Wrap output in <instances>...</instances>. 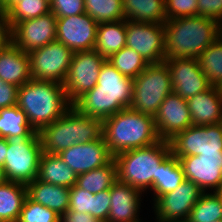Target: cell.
Listing matches in <instances>:
<instances>
[{
  "instance_id": "cell-1",
  "label": "cell",
  "mask_w": 222,
  "mask_h": 222,
  "mask_svg": "<svg viewBox=\"0 0 222 222\" xmlns=\"http://www.w3.org/2000/svg\"><path fill=\"white\" fill-rule=\"evenodd\" d=\"M133 79L122 75L107 60L100 68L96 86L72 105L82 114L101 120L130 108Z\"/></svg>"
},
{
  "instance_id": "cell-2",
  "label": "cell",
  "mask_w": 222,
  "mask_h": 222,
  "mask_svg": "<svg viewBox=\"0 0 222 222\" xmlns=\"http://www.w3.org/2000/svg\"><path fill=\"white\" fill-rule=\"evenodd\" d=\"M165 60L168 58H197L220 37V23L204 16L180 17L166 20Z\"/></svg>"
},
{
  "instance_id": "cell-3",
  "label": "cell",
  "mask_w": 222,
  "mask_h": 222,
  "mask_svg": "<svg viewBox=\"0 0 222 222\" xmlns=\"http://www.w3.org/2000/svg\"><path fill=\"white\" fill-rule=\"evenodd\" d=\"M17 106L25 112L31 127L40 132L60 118L72 104L63 84L30 79L18 89Z\"/></svg>"
},
{
  "instance_id": "cell-4",
  "label": "cell",
  "mask_w": 222,
  "mask_h": 222,
  "mask_svg": "<svg viewBox=\"0 0 222 222\" xmlns=\"http://www.w3.org/2000/svg\"><path fill=\"white\" fill-rule=\"evenodd\" d=\"M103 138L113 156L160 140L154 116L125 108L102 120Z\"/></svg>"
},
{
  "instance_id": "cell-5",
  "label": "cell",
  "mask_w": 222,
  "mask_h": 222,
  "mask_svg": "<svg viewBox=\"0 0 222 222\" xmlns=\"http://www.w3.org/2000/svg\"><path fill=\"white\" fill-rule=\"evenodd\" d=\"M43 152L59 154L74 144L93 142L102 137V120L86 116L73 105L40 132Z\"/></svg>"
},
{
  "instance_id": "cell-6",
  "label": "cell",
  "mask_w": 222,
  "mask_h": 222,
  "mask_svg": "<svg viewBox=\"0 0 222 222\" xmlns=\"http://www.w3.org/2000/svg\"><path fill=\"white\" fill-rule=\"evenodd\" d=\"M170 153V142L160 139L152 145L115 155L117 180L147 195L153 183L157 181L159 165Z\"/></svg>"
},
{
  "instance_id": "cell-7",
  "label": "cell",
  "mask_w": 222,
  "mask_h": 222,
  "mask_svg": "<svg viewBox=\"0 0 222 222\" xmlns=\"http://www.w3.org/2000/svg\"><path fill=\"white\" fill-rule=\"evenodd\" d=\"M7 150L3 164L7 181L27 185L37 179L43 152L39 132L10 137Z\"/></svg>"
},
{
  "instance_id": "cell-8",
  "label": "cell",
  "mask_w": 222,
  "mask_h": 222,
  "mask_svg": "<svg viewBox=\"0 0 222 222\" xmlns=\"http://www.w3.org/2000/svg\"><path fill=\"white\" fill-rule=\"evenodd\" d=\"M173 92L172 80L167 65L149 64L133 79L130 108L139 113L155 116L165 97Z\"/></svg>"
},
{
  "instance_id": "cell-9",
  "label": "cell",
  "mask_w": 222,
  "mask_h": 222,
  "mask_svg": "<svg viewBox=\"0 0 222 222\" xmlns=\"http://www.w3.org/2000/svg\"><path fill=\"white\" fill-rule=\"evenodd\" d=\"M74 53L57 40L32 50L28 53L32 79L56 81L63 84Z\"/></svg>"
},
{
  "instance_id": "cell-10",
  "label": "cell",
  "mask_w": 222,
  "mask_h": 222,
  "mask_svg": "<svg viewBox=\"0 0 222 222\" xmlns=\"http://www.w3.org/2000/svg\"><path fill=\"white\" fill-rule=\"evenodd\" d=\"M105 61L106 59L95 49L74 53L63 83L67 99L71 104L96 86L100 68Z\"/></svg>"
},
{
  "instance_id": "cell-11",
  "label": "cell",
  "mask_w": 222,
  "mask_h": 222,
  "mask_svg": "<svg viewBox=\"0 0 222 222\" xmlns=\"http://www.w3.org/2000/svg\"><path fill=\"white\" fill-rule=\"evenodd\" d=\"M176 157L222 153V122L214 125H191L169 140Z\"/></svg>"
},
{
  "instance_id": "cell-12",
  "label": "cell",
  "mask_w": 222,
  "mask_h": 222,
  "mask_svg": "<svg viewBox=\"0 0 222 222\" xmlns=\"http://www.w3.org/2000/svg\"><path fill=\"white\" fill-rule=\"evenodd\" d=\"M202 193L194 182L185 179L174 191L161 195L151 205L154 222H186Z\"/></svg>"
},
{
  "instance_id": "cell-13",
  "label": "cell",
  "mask_w": 222,
  "mask_h": 222,
  "mask_svg": "<svg viewBox=\"0 0 222 222\" xmlns=\"http://www.w3.org/2000/svg\"><path fill=\"white\" fill-rule=\"evenodd\" d=\"M126 47L134 49L149 64L164 62V24L126 21Z\"/></svg>"
},
{
  "instance_id": "cell-14",
  "label": "cell",
  "mask_w": 222,
  "mask_h": 222,
  "mask_svg": "<svg viewBox=\"0 0 222 222\" xmlns=\"http://www.w3.org/2000/svg\"><path fill=\"white\" fill-rule=\"evenodd\" d=\"M177 158L186 180L194 182L203 192L222 191V153Z\"/></svg>"
},
{
  "instance_id": "cell-15",
  "label": "cell",
  "mask_w": 222,
  "mask_h": 222,
  "mask_svg": "<svg viewBox=\"0 0 222 222\" xmlns=\"http://www.w3.org/2000/svg\"><path fill=\"white\" fill-rule=\"evenodd\" d=\"M97 25L87 13L57 17L56 40L74 52L93 50Z\"/></svg>"
},
{
  "instance_id": "cell-16",
  "label": "cell",
  "mask_w": 222,
  "mask_h": 222,
  "mask_svg": "<svg viewBox=\"0 0 222 222\" xmlns=\"http://www.w3.org/2000/svg\"><path fill=\"white\" fill-rule=\"evenodd\" d=\"M170 73L173 92L189 99L212 87L197 58H168L164 61Z\"/></svg>"
},
{
  "instance_id": "cell-17",
  "label": "cell",
  "mask_w": 222,
  "mask_h": 222,
  "mask_svg": "<svg viewBox=\"0 0 222 222\" xmlns=\"http://www.w3.org/2000/svg\"><path fill=\"white\" fill-rule=\"evenodd\" d=\"M57 17L49 12L37 18L18 22L11 29L12 43L25 53L56 40Z\"/></svg>"
},
{
  "instance_id": "cell-18",
  "label": "cell",
  "mask_w": 222,
  "mask_h": 222,
  "mask_svg": "<svg viewBox=\"0 0 222 222\" xmlns=\"http://www.w3.org/2000/svg\"><path fill=\"white\" fill-rule=\"evenodd\" d=\"M57 155L76 175L101 168L114 159L103 136L93 142L74 144Z\"/></svg>"
},
{
  "instance_id": "cell-19",
  "label": "cell",
  "mask_w": 222,
  "mask_h": 222,
  "mask_svg": "<svg viewBox=\"0 0 222 222\" xmlns=\"http://www.w3.org/2000/svg\"><path fill=\"white\" fill-rule=\"evenodd\" d=\"M154 120L159 138L169 141L192 125L187 100L174 92L167 95Z\"/></svg>"
},
{
  "instance_id": "cell-20",
  "label": "cell",
  "mask_w": 222,
  "mask_h": 222,
  "mask_svg": "<svg viewBox=\"0 0 222 222\" xmlns=\"http://www.w3.org/2000/svg\"><path fill=\"white\" fill-rule=\"evenodd\" d=\"M145 195L139 189L117 180L110 188L111 203L107 222H141V203Z\"/></svg>"
},
{
  "instance_id": "cell-21",
  "label": "cell",
  "mask_w": 222,
  "mask_h": 222,
  "mask_svg": "<svg viewBox=\"0 0 222 222\" xmlns=\"http://www.w3.org/2000/svg\"><path fill=\"white\" fill-rule=\"evenodd\" d=\"M192 125H214L222 122V94L212 86L187 99Z\"/></svg>"
},
{
  "instance_id": "cell-22",
  "label": "cell",
  "mask_w": 222,
  "mask_h": 222,
  "mask_svg": "<svg viewBox=\"0 0 222 222\" xmlns=\"http://www.w3.org/2000/svg\"><path fill=\"white\" fill-rule=\"evenodd\" d=\"M0 79L18 87L32 79L28 53L13 43L0 52Z\"/></svg>"
},
{
  "instance_id": "cell-23",
  "label": "cell",
  "mask_w": 222,
  "mask_h": 222,
  "mask_svg": "<svg viewBox=\"0 0 222 222\" xmlns=\"http://www.w3.org/2000/svg\"><path fill=\"white\" fill-rule=\"evenodd\" d=\"M27 197L55 211L60 216L69 208V187L56 186L35 179L26 185Z\"/></svg>"
},
{
  "instance_id": "cell-24",
  "label": "cell",
  "mask_w": 222,
  "mask_h": 222,
  "mask_svg": "<svg viewBox=\"0 0 222 222\" xmlns=\"http://www.w3.org/2000/svg\"><path fill=\"white\" fill-rule=\"evenodd\" d=\"M37 180L71 188L76 184V173L57 155L42 152Z\"/></svg>"
},
{
  "instance_id": "cell-25",
  "label": "cell",
  "mask_w": 222,
  "mask_h": 222,
  "mask_svg": "<svg viewBox=\"0 0 222 222\" xmlns=\"http://www.w3.org/2000/svg\"><path fill=\"white\" fill-rule=\"evenodd\" d=\"M126 21L163 24L167 20L165 0H122Z\"/></svg>"
},
{
  "instance_id": "cell-26",
  "label": "cell",
  "mask_w": 222,
  "mask_h": 222,
  "mask_svg": "<svg viewBox=\"0 0 222 222\" xmlns=\"http://www.w3.org/2000/svg\"><path fill=\"white\" fill-rule=\"evenodd\" d=\"M185 180L182 166L176 156L170 153L159 165L157 181L149 190L153 204L161 195L174 191Z\"/></svg>"
},
{
  "instance_id": "cell-27",
  "label": "cell",
  "mask_w": 222,
  "mask_h": 222,
  "mask_svg": "<svg viewBox=\"0 0 222 222\" xmlns=\"http://www.w3.org/2000/svg\"><path fill=\"white\" fill-rule=\"evenodd\" d=\"M126 46V20L97 25L95 50L108 59Z\"/></svg>"
},
{
  "instance_id": "cell-28",
  "label": "cell",
  "mask_w": 222,
  "mask_h": 222,
  "mask_svg": "<svg viewBox=\"0 0 222 222\" xmlns=\"http://www.w3.org/2000/svg\"><path fill=\"white\" fill-rule=\"evenodd\" d=\"M26 197V185L12 181L1 184L0 219L7 222H17Z\"/></svg>"
},
{
  "instance_id": "cell-29",
  "label": "cell",
  "mask_w": 222,
  "mask_h": 222,
  "mask_svg": "<svg viewBox=\"0 0 222 222\" xmlns=\"http://www.w3.org/2000/svg\"><path fill=\"white\" fill-rule=\"evenodd\" d=\"M117 181V167L113 159L107 165L77 175L76 185L92 194L110 189Z\"/></svg>"
},
{
  "instance_id": "cell-30",
  "label": "cell",
  "mask_w": 222,
  "mask_h": 222,
  "mask_svg": "<svg viewBox=\"0 0 222 222\" xmlns=\"http://www.w3.org/2000/svg\"><path fill=\"white\" fill-rule=\"evenodd\" d=\"M34 132L27 115L17 105L0 109V138L32 135Z\"/></svg>"
},
{
  "instance_id": "cell-31",
  "label": "cell",
  "mask_w": 222,
  "mask_h": 222,
  "mask_svg": "<svg viewBox=\"0 0 222 222\" xmlns=\"http://www.w3.org/2000/svg\"><path fill=\"white\" fill-rule=\"evenodd\" d=\"M222 220V192H203L190 211L186 222Z\"/></svg>"
},
{
  "instance_id": "cell-32",
  "label": "cell",
  "mask_w": 222,
  "mask_h": 222,
  "mask_svg": "<svg viewBox=\"0 0 222 222\" xmlns=\"http://www.w3.org/2000/svg\"><path fill=\"white\" fill-rule=\"evenodd\" d=\"M197 59L212 86L222 83V37L209 45Z\"/></svg>"
},
{
  "instance_id": "cell-33",
  "label": "cell",
  "mask_w": 222,
  "mask_h": 222,
  "mask_svg": "<svg viewBox=\"0 0 222 222\" xmlns=\"http://www.w3.org/2000/svg\"><path fill=\"white\" fill-rule=\"evenodd\" d=\"M106 60L122 75L131 79L139 76L149 65L139 53L126 46Z\"/></svg>"
},
{
  "instance_id": "cell-34",
  "label": "cell",
  "mask_w": 222,
  "mask_h": 222,
  "mask_svg": "<svg viewBox=\"0 0 222 222\" xmlns=\"http://www.w3.org/2000/svg\"><path fill=\"white\" fill-rule=\"evenodd\" d=\"M85 13L98 24L125 19L122 0H84Z\"/></svg>"
},
{
  "instance_id": "cell-35",
  "label": "cell",
  "mask_w": 222,
  "mask_h": 222,
  "mask_svg": "<svg viewBox=\"0 0 222 222\" xmlns=\"http://www.w3.org/2000/svg\"><path fill=\"white\" fill-rule=\"evenodd\" d=\"M49 12H51L50 3L46 0H23L17 3L4 19L12 29L18 22L37 18Z\"/></svg>"
},
{
  "instance_id": "cell-36",
  "label": "cell",
  "mask_w": 222,
  "mask_h": 222,
  "mask_svg": "<svg viewBox=\"0 0 222 222\" xmlns=\"http://www.w3.org/2000/svg\"><path fill=\"white\" fill-rule=\"evenodd\" d=\"M17 222H60V215L26 197Z\"/></svg>"
},
{
  "instance_id": "cell-37",
  "label": "cell",
  "mask_w": 222,
  "mask_h": 222,
  "mask_svg": "<svg viewBox=\"0 0 222 222\" xmlns=\"http://www.w3.org/2000/svg\"><path fill=\"white\" fill-rule=\"evenodd\" d=\"M69 208L67 211L90 213L93 216L94 194L85 191L76 184L69 191Z\"/></svg>"
},
{
  "instance_id": "cell-38",
  "label": "cell",
  "mask_w": 222,
  "mask_h": 222,
  "mask_svg": "<svg viewBox=\"0 0 222 222\" xmlns=\"http://www.w3.org/2000/svg\"><path fill=\"white\" fill-rule=\"evenodd\" d=\"M167 20L198 16L197 0H165Z\"/></svg>"
},
{
  "instance_id": "cell-39",
  "label": "cell",
  "mask_w": 222,
  "mask_h": 222,
  "mask_svg": "<svg viewBox=\"0 0 222 222\" xmlns=\"http://www.w3.org/2000/svg\"><path fill=\"white\" fill-rule=\"evenodd\" d=\"M50 10L56 17H67L85 13L84 0H52Z\"/></svg>"
},
{
  "instance_id": "cell-40",
  "label": "cell",
  "mask_w": 222,
  "mask_h": 222,
  "mask_svg": "<svg viewBox=\"0 0 222 222\" xmlns=\"http://www.w3.org/2000/svg\"><path fill=\"white\" fill-rule=\"evenodd\" d=\"M110 203V189L94 194L93 217L99 221L107 222V217L110 211Z\"/></svg>"
},
{
  "instance_id": "cell-41",
  "label": "cell",
  "mask_w": 222,
  "mask_h": 222,
  "mask_svg": "<svg viewBox=\"0 0 222 222\" xmlns=\"http://www.w3.org/2000/svg\"><path fill=\"white\" fill-rule=\"evenodd\" d=\"M198 16L222 21V0H197Z\"/></svg>"
},
{
  "instance_id": "cell-42",
  "label": "cell",
  "mask_w": 222,
  "mask_h": 222,
  "mask_svg": "<svg viewBox=\"0 0 222 222\" xmlns=\"http://www.w3.org/2000/svg\"><path fill=\"white\" fill-rule=\"evenodd\" d=\"M19 87L0 79V109L17 105Z\"/></svg>"
},
{
  "instance_id": "cell-43",
  "label": "cell",
  "mask_w": 222,
  "mask_h": 222,
  "mask_svg": "<svg viewBox=\"0 0 222 222\" xmlns=\"http://www.w3.org/2000/svg\"><path fill=\"white\" fill-rule=\"evenodd\" d=\"M60 222H99L90 213L66 211L60 216Z\"/></svg>"
},
{
  "instance_id": "cell-44",
  "label": "cell",
  "mask_w": 222,
  "mask_h": 222,
  "mask_svg": "<svg viewBox=\"0 0 222 222\" xmlns=\"http://www.w3.org/2000/svg\"><path fill=\"white\" fill-rule=\"evenodd\" d=\"M11 43V27L6 23L5 19L3 18L0 21V52Z\"/></svg>"
},
{
  "instance_id": "cell-45",
  "label": "cell",
  "mask_w": 222,
  "mask_h": 222,
  "mask_svg": "<svg viewBox=\"0 0 222 222\" xmlns=\"http://www.w3.org/2000/svg\"><path fill=\"white\" fill-rule=\"evenodd\" d=\"M8 148V139L0 138V165L3 166Z\"/></svg>"
},
{
  "instance_id": "cell-46",
  "label": "cell",
  "mask_w": 222,
  "mask_h": 222,
  "mask_svg": "<svg viewBox=\"0 0 222 222\" xmlns=\"http://www.w3.org/2000/svg\"><path fill=\"white\" fill-rule=\"evenodd\" d=\"M21 1H23V0H7L1 6L3 16H5L17 3L21 2Z\"/></svg>"
},
{
  "instance_id": "cell-47",
  "label": "cell",
  "mask_w": 222,
  "mask_h": 222,
  "mask_svg": "<svg viewBox=\"0 0 222 222\" xmlns=\"http://www.w3.org/2000/svg\"><path fill=\"white\" fill-rule=\"evenodd\" d=\"M7 181L5 173H4V168L3 166L0 165V185L5 183Z\"/></svg>"
},
{
  "instance_id": "cell-48",
  "label": "cell",
  "mask_w": 222,
  "mask_h": 222,
  "mask_svg": "<svg viewBox=\"0 0 222 222\" xmlns=\"http://www.w3.org/2000/svg\"><path fill=\"white\" fill-rule=\"evenodd\" d=\"M4 18L1 7H0V21Z\"/></svg>"
},
{
  "instance_id": "cell-49",
  "label": "cell",
  "mask_w": 222,
  "mask_h": 222,
  "mask_svg": "<svg viewBox=\"0 0 222 222\" xmlns=\"http://www.w3.org/2000/svg\"><path fill=\"white\" fill-rule=\"evenodd\" d=\"M220 37H222V21L220 22Z\"/></svg>"
},
{
  "instance_id": "cell-50",
  "label": "cell",
  "mask_w": 222,
  "mask_h": 222,
  "mask_svg": "<svg viewBox=\"0 0 222 222\" xmlns=\"http://www.w3.org/2000/svg\"><path fill=\"white\" fill-rule=\"evenodd\" d=\"M218 88H219L220 93L222 94V83H220V84L218 85Z\"/></svg>"
},
{
  "instance_id": "cell-51",
  "label": "cell",
  "mask_w": 222,
  "mask_h": 222,
  "mask_svg": "<svg viewBox=\"0 0 222 222\" xmlns=\"http://www.w3.org/2000/svg\"><path fill=\"white\" fill-rule=\"evenodd\" d=\"M7 0H0V7L6 2Z\"/></svg>"
}]
</instances>
